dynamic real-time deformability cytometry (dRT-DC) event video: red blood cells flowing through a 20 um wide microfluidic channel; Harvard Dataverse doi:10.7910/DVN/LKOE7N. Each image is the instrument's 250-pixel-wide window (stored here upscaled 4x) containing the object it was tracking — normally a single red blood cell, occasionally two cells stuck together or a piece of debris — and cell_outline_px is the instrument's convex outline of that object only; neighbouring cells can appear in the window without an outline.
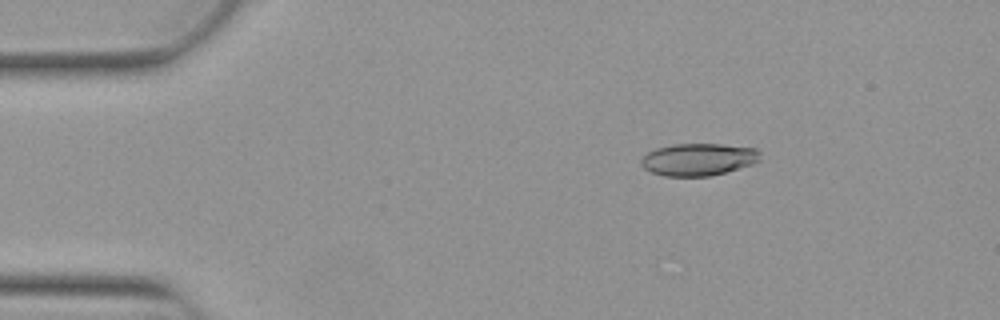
{"species": "Egyptian fruit bat (a non-hibernating species)", "species_latin": "Rousettus aegyptiacus", "temperature_condition": "warm", "stored_images_in_passage": 52, "camera_frame_rate_fps": 3000, "um_per_image_px": 0.085, "animal": {"sex": "female"}, "frame": {"image": 1, "passage_image": 8, "time_ms": 2.333, "image_size_px": [1000, 320], "cell_outline_px": [[760, 160], [752, 164], [724, 172], [708, 176], [664, 176], [652, 172], [644, 168], [640, 164], [640, 160], [648, 152], [656, 148], [672, 144], [720, 144], [756, 148], [760, 152]], "centroid_in_image_um": [59.35, 13.54], "position_along_channel_um": 25.7, "area_um2": 22.31}}
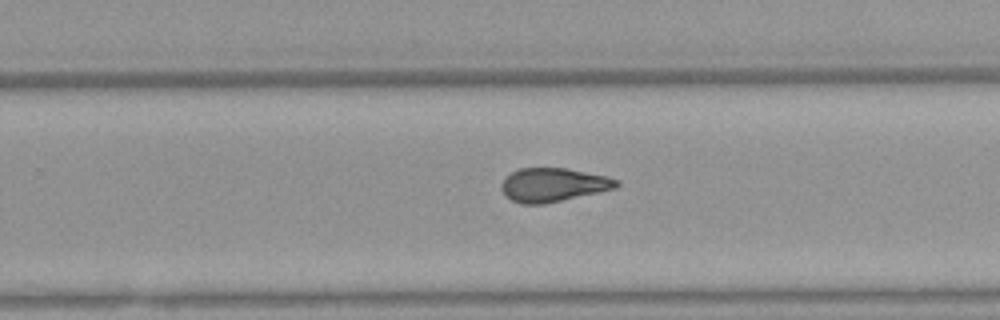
{"frame": {"image": 2, "passage_image": 33, "time_ms": 10.667, "image_size_px": [1000, 320], "cell_outline_px": [[620, 184], [616, 188], [544, 204], [520, 204], [512, 200], [500, 188], [500, 184], [504, 176], [520, 168], [568, 168], [608, 176], [620, 180]], "centroid_in_image_um": [47.02, 15.7], "position_along_channel_um": 282.8, "area_um2": 22.72}}
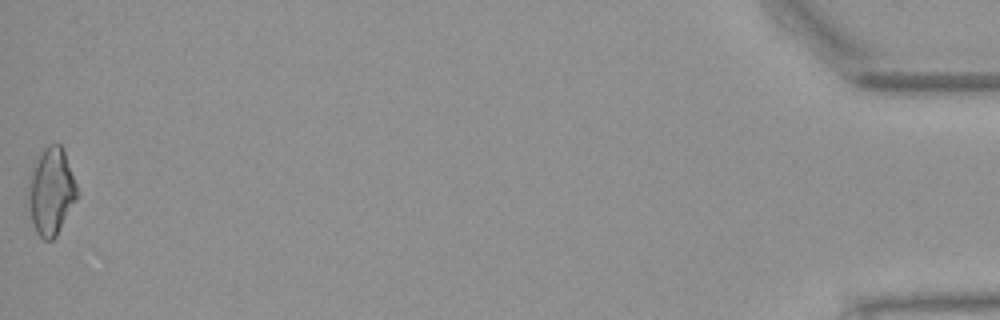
{"frame": {"image": 3, "passage_image": 52, "time_ms": 17.0, "image_size_px": [1000, 320], "cell_outline_px": [[80, 192], [76, 200], [56, 236], [52, 240], [44, 240], [36, 232], [32, 224], [28, 200], [28, 176], [32, 160], [48, 144], [60, 144], [64, 152]], "centroid_in_image_um": [4.32, 16.23], "position_along_channel_um": 430.9, "area_um2": 25.2}, "authors_computed_cell_mechanics": {"area_um2": 22.8021, "velocity_mm_per_s": 3.9113, "shape_relaxation_time_tau1_ms": null, "shape_relaxation_time_tau2_ms": 3.2812, "deformation_change_tau1": null, "deformation_change_tau2": 0.1122}}